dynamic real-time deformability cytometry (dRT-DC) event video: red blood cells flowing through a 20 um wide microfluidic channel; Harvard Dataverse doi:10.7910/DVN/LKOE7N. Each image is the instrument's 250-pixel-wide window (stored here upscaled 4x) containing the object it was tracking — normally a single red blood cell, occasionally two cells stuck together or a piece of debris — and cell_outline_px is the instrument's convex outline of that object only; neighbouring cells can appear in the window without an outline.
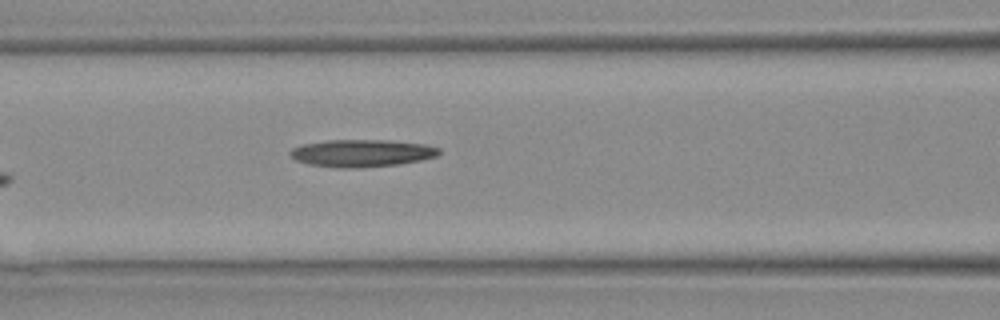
{"species": "Egyptian fruit bat (a non-hibernating species)", "species_latin": "Rousettus aegyptiacus", "temperature_condition": "warm", "stored_images_in_passage": 6, "camera_frame_rate_fps": 3000, "um_per_image_px": 0.085, "animal": {"sex": "female"}, "frame": {"image": 1, "passage_image": 5, "time_ms": 1.333, "image_size_px": [1000, 320], "cell_outline_px": [[440, 152], [436, 156], [420, 160], [396, 164], [352, 168], [344, 168], [308, 164], [296, 160], [288, 152], [292, 148], [304, 144], [328, 140], [384, 140], [424, 144], [440, 148]], "centroid_in_image_um": [30.73, 13.01], "position_along_channel_um": 135.9, "area_um2": 23.35}}